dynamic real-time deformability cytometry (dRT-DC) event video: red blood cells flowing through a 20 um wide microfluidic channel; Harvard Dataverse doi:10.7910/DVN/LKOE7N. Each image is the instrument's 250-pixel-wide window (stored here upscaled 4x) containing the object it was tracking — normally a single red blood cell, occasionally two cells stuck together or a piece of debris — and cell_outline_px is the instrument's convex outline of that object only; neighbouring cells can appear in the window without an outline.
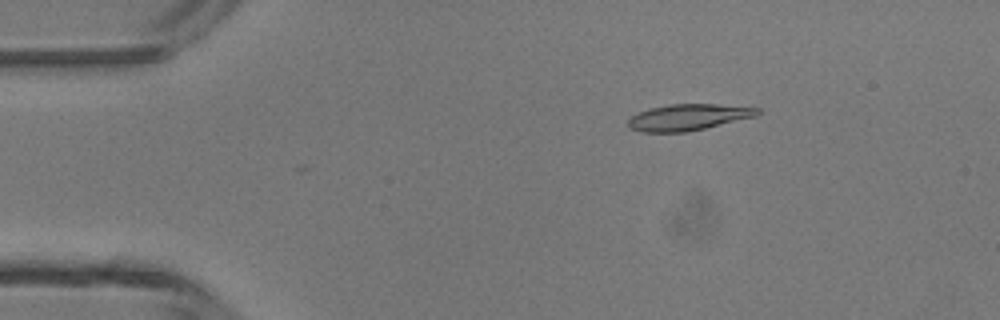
{"species": "common noctule bat (a hibernating species)", "species_latin": "Nyctalus noctula", "temperature_condition": "room temperature", "stored_images_in_passage": 40, "camera_frame_rate_fps": 3000, "um_per_image_px": 0.085, "animal": {"sex": "male", "body_mass_g": 13.3}, "frame": {"image": 1, "passage_image": 1, "time_ms": 0.0, "image_size_px": [1000, 320], "cell_outline_px": [[760, 112], [756, 116], [688, 132], [640, 132], [628, 128], [628, 120], [632, 116], [648, 108], [668, 104], [716, 104], [760, 108]], "centroid_in_image_um": [58.47, 9.96], "position_along_channel_um": 26.5, "area_um2": 19.83}}
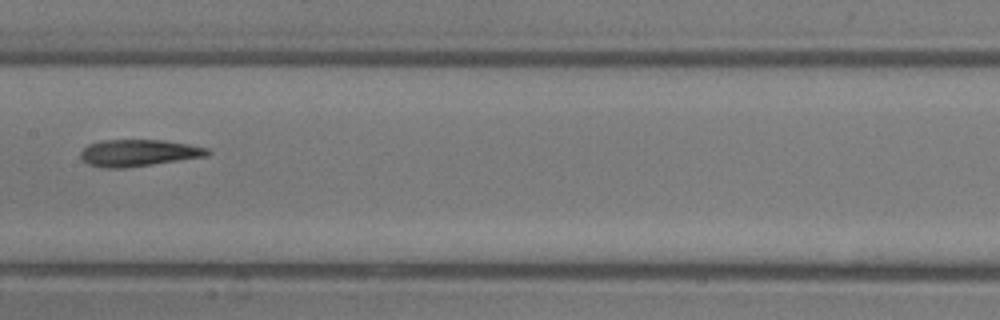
{"frame": {"image": 2, "passage_image": 17, "time_ms": 5.333, "image_size_px": [1000, 320], "cell_outline_px": [[212, 152], [208, 156], [124, 168], [104, 168], [88, 164], [80, 156], [80, 152], [88, 144], [100, 140], [164, 140], [188, 144], [208, 148]], "centroid_in_image_um": [11.78, 12.99], "position_along_channel_um": 195.6, "area_um2": 19.83}}
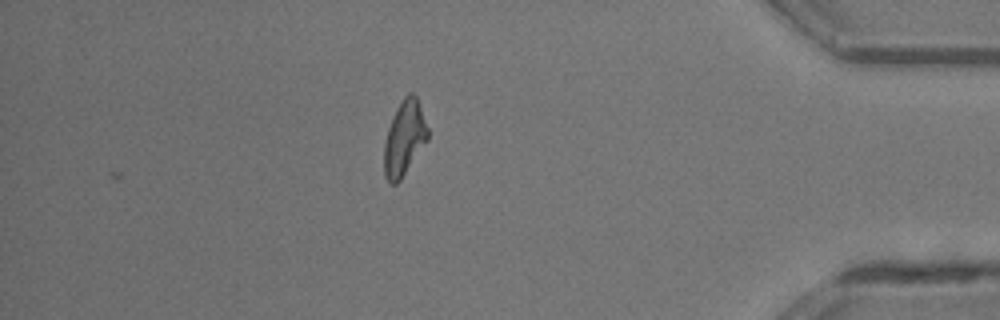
{"frame": {"image": 3, "passage_image": 34, "time_ms": 11.0, "image_size_px": [1000, 320], "cell_outline_px": [[428, 140], [400, 180], [396, 184], [392, 184], [384, 176], [384, 144], [388, 128], [392, 116], [396, 108], [404, 96], [408, 92], [412, 92], [416, 96], [428, 128]], "centroid_in_image_um": [34.36, 11.73], "position_along_channel_um": 400.8, "area_um2": 18.96}, "authors_computed_cell_mechanics": {"area_um2": 19.7387, "velocity_mm_per_s": 4.3725, "shape_relaxation_time_tau1_ms": 3.7521, "shape_relaxation_time_tau2_ms": 4.5893, "deformation_change_tau1": 0.1388, "deformation_change_tau2": 0.1367}}